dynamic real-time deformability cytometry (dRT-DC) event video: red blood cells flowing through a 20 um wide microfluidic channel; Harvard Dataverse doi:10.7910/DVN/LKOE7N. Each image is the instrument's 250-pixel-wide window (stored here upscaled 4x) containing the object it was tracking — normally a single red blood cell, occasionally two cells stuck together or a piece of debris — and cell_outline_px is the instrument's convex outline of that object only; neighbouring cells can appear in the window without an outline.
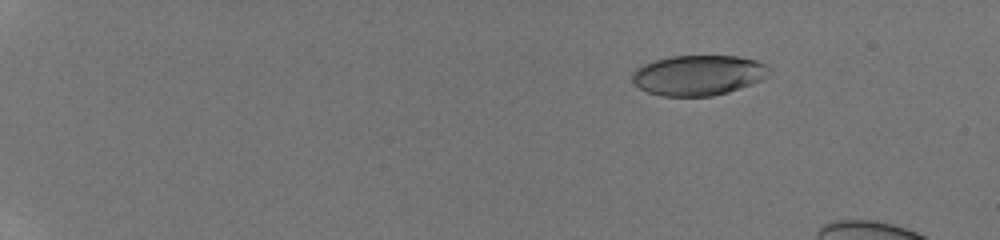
{"species": "human", "species_latin": "Homo sapiens", "temperature_condition": "room temperature", "stored_images_in_passage": 16, "camera_frame_rate_fps": 3000, "um_per_image_px": 0.085, "donor": {"sex": "male"}, "frame": {"image": 1, "passage_image": 5, "time_ms": 2.0, "image_size_px": [1000, 240], "cell_outline_px": [[768, 76], [752, 84], [728, 92], [712, 96], [660, 96], [648, 92], [640, 88], [632, 80], [632, 72], [636, 68], [644, 64], [656, 60], [672, 56], [736, 56], [756, 60], [764, 64], [768, 68]], "centroid_in_image_um": [59.34, 6.4], "position_along_channel_um": 25.7, "area_um2": 31.96}}
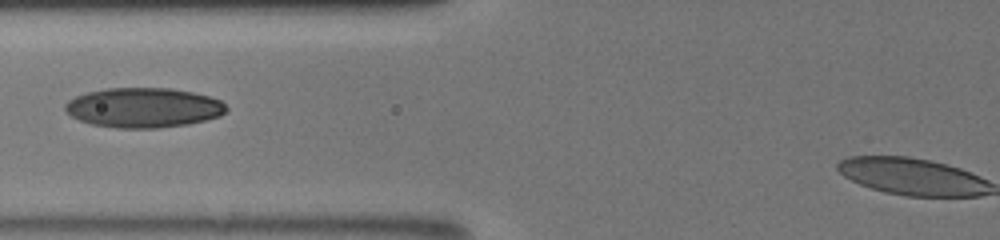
{"frame": {"image": 2, "passage_image": 15, "time_ms": 7.667, "image_size_px": [1000, 240], "cell_outline_px": [[228, 108], [220, 116], [188, 124], [156, 128], [116, 128], [92, 124], [80, 120], [72, 116], [64, 108], [64, 104], [68, 100], [76, 96], [88, 92], [108, 88], [172, 88], [192, 92], [208, 96], [220, 100]], "centroid_in_image_um": [12.19, 9.15], "position_along_channel_um": 113.6, "area_um2": 37.22}}
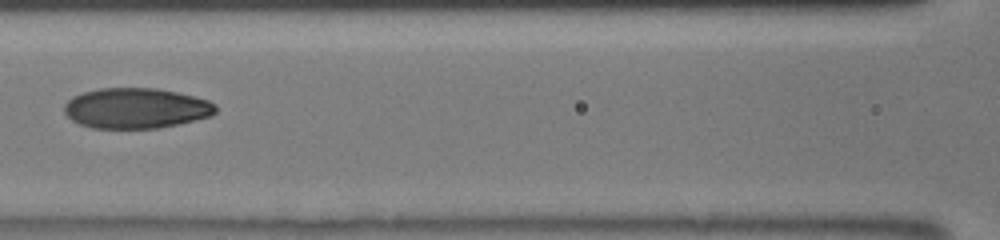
{"frame": {"image": 3, "passage_image": 16, "time_ms": 8.667, "image_size_px": [1000, 240], "cell_outline_px": [[216, 112], [212, 116], [180, 124], [160, 128], [92, 128], [80, 124], [72, 120], [64, 112], [64, 104], [72, 96], [84, 92], [100, 88], [156, 88], [196, 96], [208, 100], [216, 104]], "centroid_in_image_um": [11.58, 9.2], "position_along_channel_um": 155.0, "area_um2": 35.89}}